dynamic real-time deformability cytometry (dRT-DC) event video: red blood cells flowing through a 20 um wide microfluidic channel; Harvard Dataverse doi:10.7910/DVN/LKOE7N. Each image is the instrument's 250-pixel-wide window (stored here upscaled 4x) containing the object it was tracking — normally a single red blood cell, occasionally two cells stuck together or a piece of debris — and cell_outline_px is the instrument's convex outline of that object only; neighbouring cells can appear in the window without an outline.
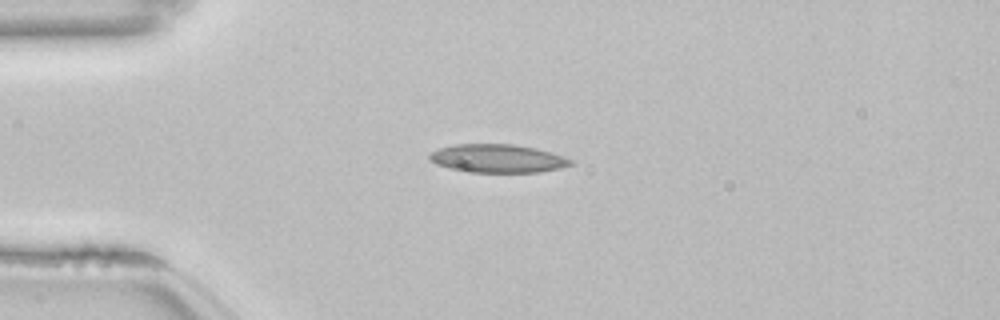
{"species": "common noctule bat (a hibernating species)", "species_latin": "Nyctalus noctula", "temperature_condition": "room temperature", "stored_images_in_passage": 41, "camera_frame_rate_fps": 3000, "um_per_image_px": 0.085, "animal": {"sex": "female", "body_mass_g": 22.7, "forearm_length_mm": 54.2}, "frame": {"image": 1, "passage_image": 1, "time_ms": 0.0, "image_size_px": [1000, 320], "cell_outline_px": [[576, 164], [560, 168], [540, 172], [472, 172], [448, 168], [436, 164], [428, 160], [428, 156], [432, 152], [440, 148], [456, 144], [516, 144], [536, 148], [552, 152], [576, 160]], "centroid_in_image_um": [42.36, 13.47], "position_along_channel_um": 42.6, "area_um2": 23.58}}
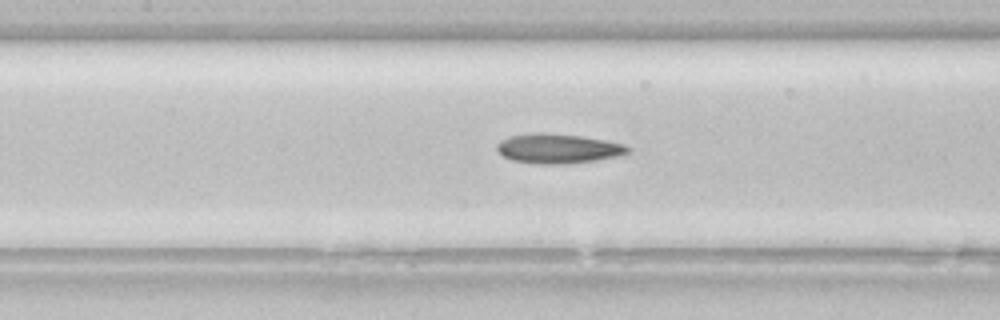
{"frame": {"image": 2, "passage_image": 12, "time_ms": 3.667, "image_size_px": [1000, 320], "cell_outline_px": [[632, 148], [624, 156], [596, 160], [564, 164], [536, 164], [512, 160], [504, 156], [496, 148], [496, 144], [500, 140], [508, 136], [580, 136], [604, 140], [624, 144]], "centroid_in_image_um": [47.52, 12.69], "position_along_channel_um": 159.9, "area_um2": 21.68}}
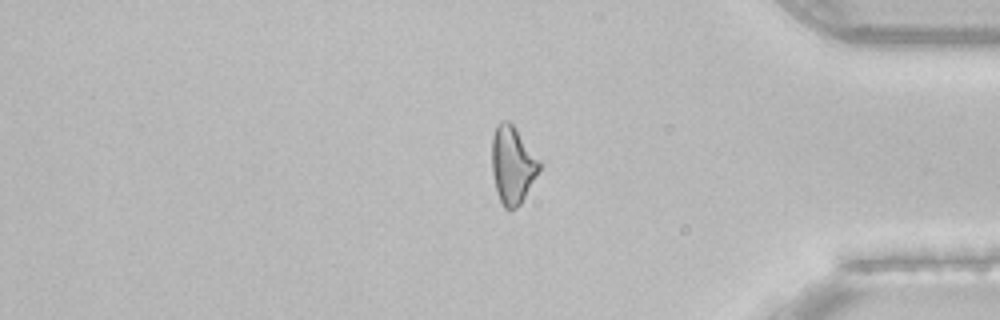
{"frame": {"image": 3, "passage_image": 32, "time_ms": 10.333, "image_size_px": [1000, 320], "cell_outline_px": [[544, 164], [520, 204], [512, 212], [508, 212], [504, 208], [496, 192], [492, 172], [492, 136], [496, 124], [500, 120], [508, 120], [512, 124]], "centroid_in_image_um": [43.57, 14.03], "position_along_channel_um": 391.6, "area_um2": 21.91}, "authors_computed_cell_mechanics": {"area_um2": 21.9062, "velocity_mm_per_s": 3.8473, "shape_relaxation_time_tau1_ms": null, "shape_relaxation_time_tau2_ms": 6.9198, "deformation_change_tau1": null, "deformation_change_tau2": 0.1788}}